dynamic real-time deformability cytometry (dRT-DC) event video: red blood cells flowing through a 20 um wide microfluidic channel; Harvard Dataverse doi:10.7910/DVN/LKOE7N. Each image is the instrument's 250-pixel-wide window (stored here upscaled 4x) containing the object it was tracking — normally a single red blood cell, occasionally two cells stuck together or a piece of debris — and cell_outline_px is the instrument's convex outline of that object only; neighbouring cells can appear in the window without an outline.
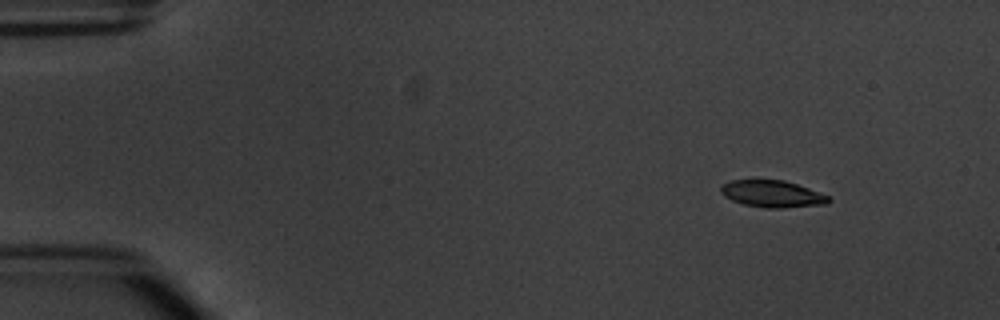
{"species": "common noctule bat (a hibernating species)", "species_latin": "Nyctalus noctula", "temperature_condition": "warm", "stored_images_in_passage": 6, "camera_frame_rate_fps": 3000, "um_per_image_px": 0.085, "animal": {"sex": "male", "body_mass_g": 20.1, "forearm_length_mm": 53.5}, "frame": {"image": 1, "passage_image": 1, "time_ms": 0.0, "image_size_px": [1000, 320], "cell_outline_px": [[832, 200], [828, 204], [780, 208], [764, 208], [744, 204], [732, 200], [724, 196], [720, 192], [720, 188], [724, 184], [732, 180], [784, 180], [808, 188], [828, 196]], "centroid_in_image_um": [65.65, 16.49], "position_along_channel_um": 19.4, "area_um2": 16.76}}
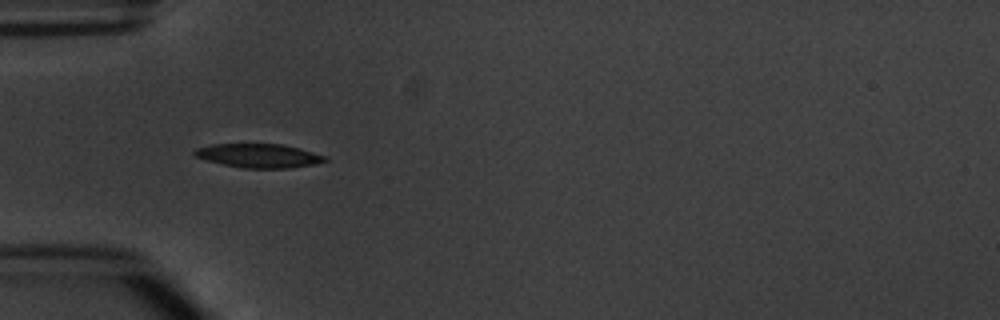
{"frame": {"image": 2, "passage_image": 4, "time_ms": 3.667, "image_size_px": [1000, 320], "cell_outline_px": [[328, 160], [316, 164], [288, 168], [240, 168], [208, 160], [196, 156], [192, 152], [196, 148], [212, 144], [280, 144], [300, 148], [328, 156]], "centroid_in_image_um": [22.05, 13.23], "position_along_channel_um": 63.0, "area_um2": 18.15}}
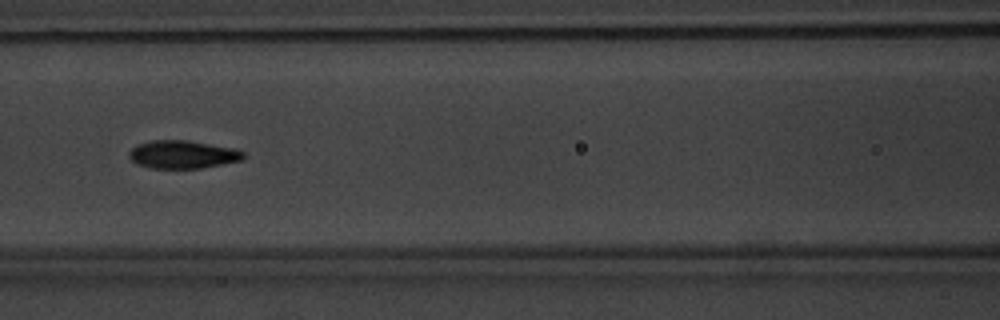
{"frame": {"image": 3, "passage_image": 6, "time_ms": 6.0, "image_size_px": [1000, 320], "cell_outline_px": [[244, 156], [240, 160], [200, 168], [148, 168], [136, 164], [128, 156], [128, 152], [132, 148], [140, 144], [152, 140], [188, 140], [236, 148], [244, 152]], "centroid_in_image_um": [15.5, 13.12], "position_along_channel_um": 151.1, "area_um2": 18.61}}